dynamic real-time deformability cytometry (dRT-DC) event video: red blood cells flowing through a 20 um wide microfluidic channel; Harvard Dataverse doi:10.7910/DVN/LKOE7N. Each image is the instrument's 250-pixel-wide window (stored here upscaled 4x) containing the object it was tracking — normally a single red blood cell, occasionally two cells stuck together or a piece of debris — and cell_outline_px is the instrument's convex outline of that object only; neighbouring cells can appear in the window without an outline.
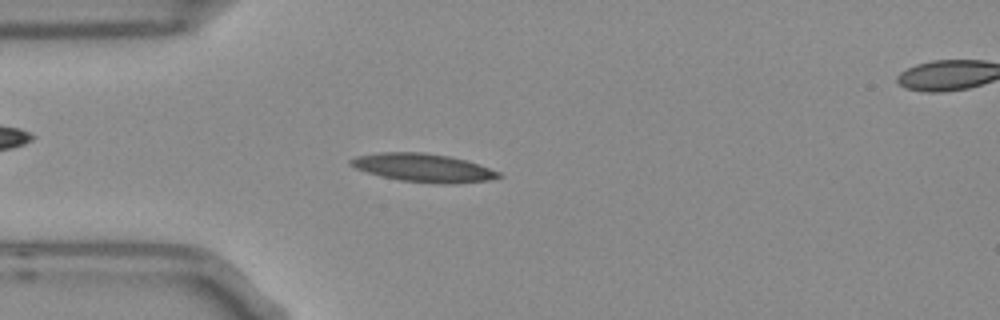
{"species": "Egyptian fruit bat (a non-hibernating species)", "species_latin": "Rousettus aegyptiacus", "temperature_condition": "room temperature", "stored_images_in_passage": 5, "camera_frame_rate_fps": 3000, "um_per_image_px": 0.085, "frame": {"image": 1, "passage_image": 4, "time_ms": 1.0, "image_size_px": [1000, 320], "cell_outline_px": [[504, 176], [488, 180], [452, 184], [440, 184], [400, 180], [368, 172], [356, 168], [348, 164], [348, 160], [356, 156], [380, 152], [424, 152], [448, 156], [468, 160], [480, 164], [500, 172]], "centroid_in_image_um": [36.01, 14.25], "position_along_channel_um": 49.0, "area_um2": 24.45}}